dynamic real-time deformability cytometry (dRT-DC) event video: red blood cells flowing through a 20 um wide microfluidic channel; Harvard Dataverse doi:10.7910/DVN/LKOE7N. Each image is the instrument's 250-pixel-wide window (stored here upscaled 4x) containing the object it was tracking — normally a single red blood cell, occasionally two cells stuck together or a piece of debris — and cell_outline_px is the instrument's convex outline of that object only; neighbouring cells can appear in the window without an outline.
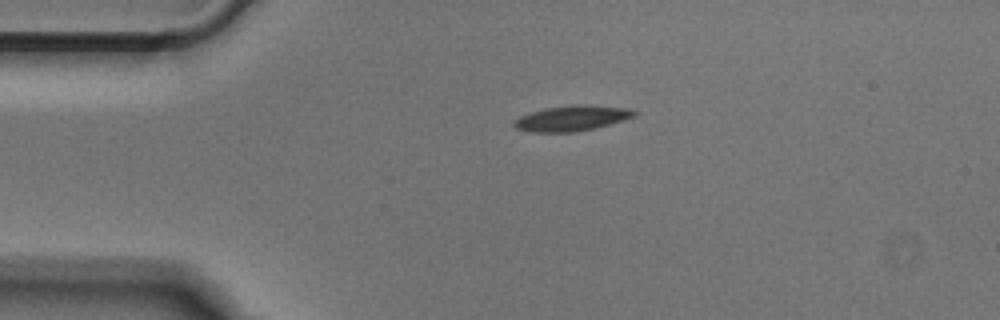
{"species": "Egyptian fruit bat (a non-hibernating species)", "species_latin": "Rousettus aegyptiacus", "temperature_condition": "cold", "stored_images_in_passage": 41, "camera_frame_rate_fps": 3000, "um_per_image_px": 0.085, "animal": {"sex": "male"}, "frame": {"image": 1, "passage_image": 1, "time_ms": 0.0, "image_size_px": [1000, 320], "cell_outline_px": [[640, 112], [636, 116], [624, 120], [576, 132], [532, 132], [516, 128], [512, 124], [512, 120], [520, 116], [532, 112], [548, 108], [576, 104], [588, 104], [628, 108]], "centroid_in_image_um": [48.63, 10.04], "position_along_channel_um": 36.4, "area_um2": 17.8}}
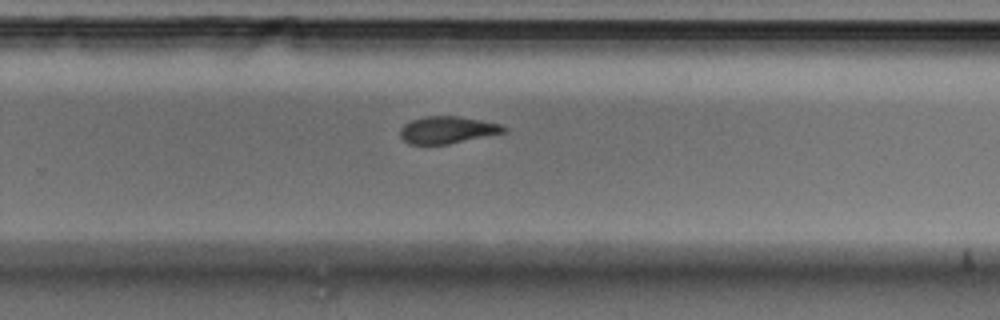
{"frame": {"image": 2, "passage_image": 23, "time_ms": 7.333, "image_size_px": [1000, 320], "cell_outline_px": [[508, 132], [448, 144], [408, 144], [400, 136], [400, 128], [404, 124], [412, 120], [428, 116], [456, 116], [480, 120], [500, 124], [508, 128]], "centroid_in_image_um": [38.05, 11.05], "position_along_channel_um": 291.8, "area_um2": 16.36}}
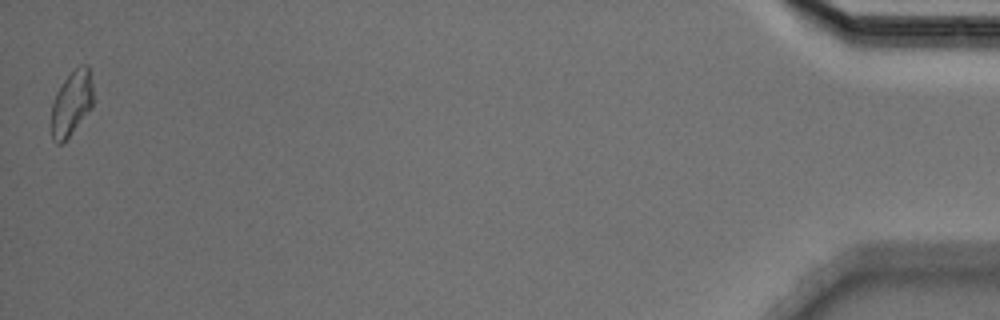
{"frame": {"image": 3, "passage_image": 41, "time_ms": 13.333, "image_size_px": [1000, 320], "cell_outline_px": [[92, 108], [68, 136], [60, 144], [56, 144], [52, 140], [52, 104], [56, 92], [64, 80], [80, 64], [88, 64], [92, 84]], "centroid_in_image_um": [6.08, 8.76], "position_along_channel_um": 429.1, "area_um2": 15.55}}